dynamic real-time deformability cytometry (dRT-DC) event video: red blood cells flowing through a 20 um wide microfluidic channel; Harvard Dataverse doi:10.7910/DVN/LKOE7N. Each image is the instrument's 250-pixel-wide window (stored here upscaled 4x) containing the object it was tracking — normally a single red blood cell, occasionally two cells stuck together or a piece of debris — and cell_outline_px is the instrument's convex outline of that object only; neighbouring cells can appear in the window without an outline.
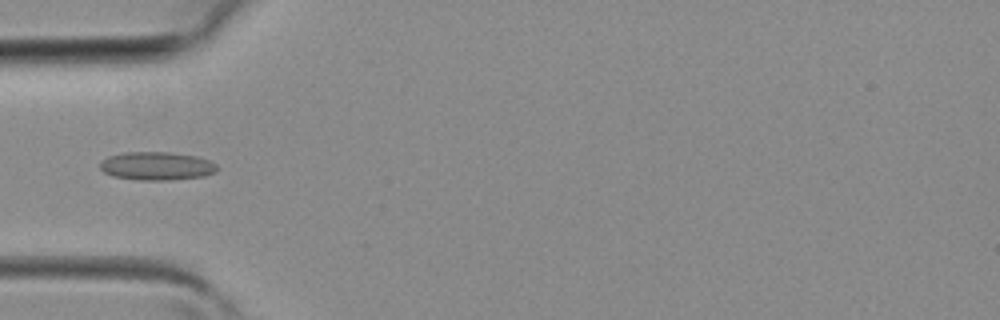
{"species": "common noctule bat (a hibernating species)", "species_latin": "Nyctalus noctula", "temperature_condition": "room temperature", "stored_images_in_passage": 38, "camera_frame_rate_fps": 3000, "um_per_image_px": 0.085, "animal": {"sex": "female", "body_mass_g": 19.3, "forearm_length_mm": 54.1}, "frame": {"image": 1, "passage_image": 11, "time_ms": 3.333, "image_size_px": [1000, 320], "cell_outline_px": [[216, 172], [204, 176], [168, 180], [136, 180], [112, 176], [104, 172], [100, 168], [100, 160], [108, 156], [124, 152], [168, 152], [196, 156], [208, 160], [216, 164]], "centroid_in_image_um": [13.28, 14.11], "position_along_channel_um": 71.7, "area_um2": 19.36}}
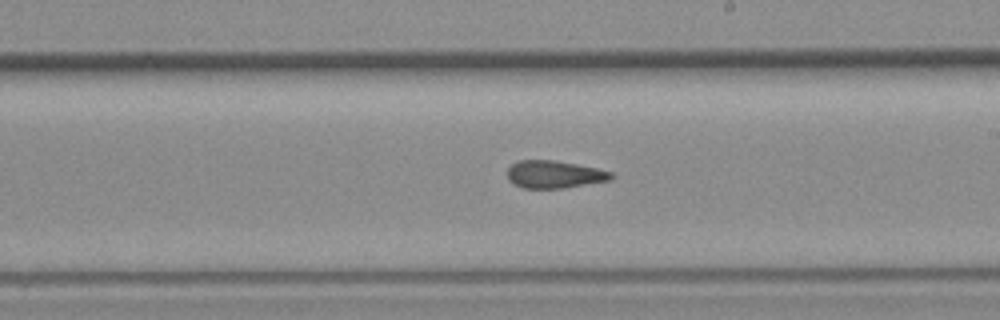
{"frame": {"image": 2, "passage_image": 21, "time_ms": 6.667, "image_size_px": [1000, 320], "cell_outline_px": [[616, 176], [612, 180], [564, 188], [524, 188], [512, 184], [508, 180], [508, 168], [512, 164], [520, 160], [552, 160], [576, 164], [596, 168], [612, 172]], "centroid_in_image_um": [47.14, 14.83], "position_along_channel_um": 241.9, "area_um2": 16.76}}
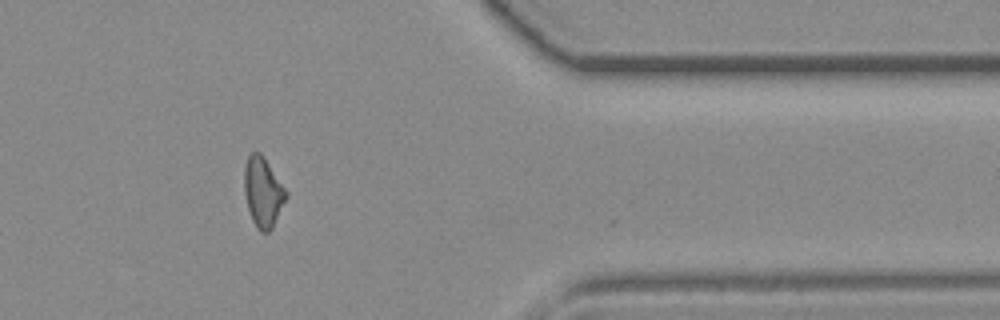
{"frame": {"image": 3, "passage_image": 31, "time_ms": 10.0, "image_size_px": [1000, 320], "cell_outline_px": [[288, 196], [272, 228], [268, 232], [260, 232], [256, 228], [252, 220], [248, 208], [244, 192], [244, 168], [248, 156], [252, 152], [260, 152], [288, 192]], "centroid_in_image_um": [22.35, 16.35], "position_along_channel_um": 389.0, "area_um2": 16.94}}